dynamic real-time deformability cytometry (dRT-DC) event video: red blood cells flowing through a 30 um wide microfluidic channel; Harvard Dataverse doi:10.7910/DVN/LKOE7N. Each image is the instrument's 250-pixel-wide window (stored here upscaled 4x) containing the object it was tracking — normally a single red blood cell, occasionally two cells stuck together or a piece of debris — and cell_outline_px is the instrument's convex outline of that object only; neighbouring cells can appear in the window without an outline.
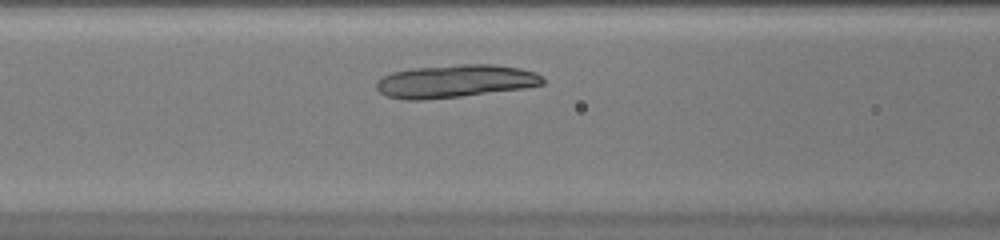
{"species": "common noctule bat (a hibernating species)", "species_latin": "Nyctalus noctula", "temperature_condition": "warm", "stored_images_in_passage": 26, "camera_frame_rate_fps": 3000, "um_per_image_px": 0.085, "animal": {"sex": "female", "body_mass_g": 20.0, "forearm_length_mm": 54.0}, "frame": {"image": 1, "passage_image": 7, "time_ms": 2.0, "image_size_px": [1000, 240], "cell_outline_px": [[544, 84], [524, 88], [460, 96], [424, 100], [404, 100], [388, 96], [380, 92], [376, 88], [376, 80], [392, 72], [412, 68], [460, 64], [492, 64], [520, 68], [536, 72], [544, 76]], "centroid_in_image_um": [38.7, 6.89], "position_along_channel_um": 127.9, "area_um2": 31.96}}
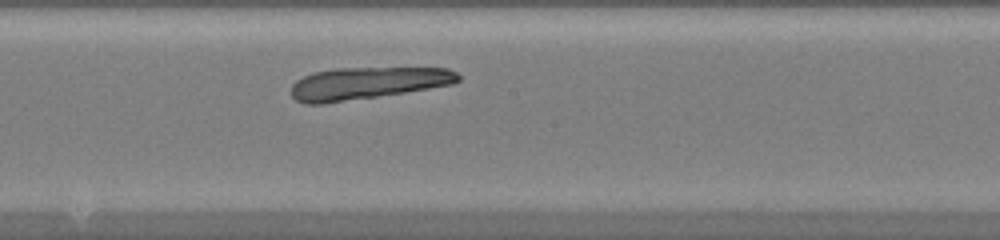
{"frame": {"image": 2, "passage_image": 13, "time_ms": 4.0, "image_size_px": [1000, 240], "cell_outline_px": [[460, 80], [452, 84], [404, 92], [320, 104], [304, 104], [296, 100], [292, 96], [292, 84], [296, 80], [304, 76], [316, 72], [332, 68], [448, 68], [456, 72], [460, 76]], "centroid_in_image_um": [31.2, 7.06], "position_along_channel_um": 217.0, "area_um2": 30.92}}
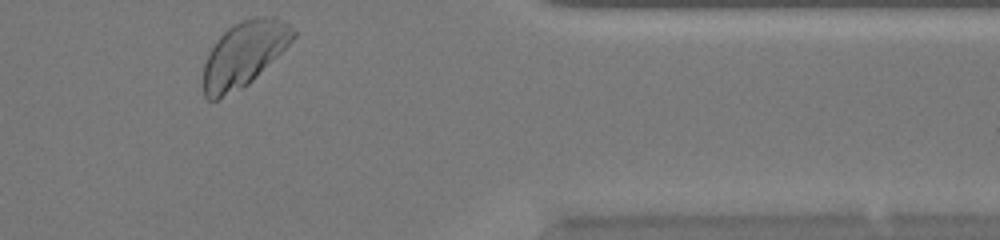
{"frame": {"image": 3, "passage_image": 26, "time_ms": 8.333, "image_size_px": [1000, 240], "cell_outline_px": [[296, 36], [248, 84], [216, 100], [208, 100], [204, 96], [204, 64], [216, 40], [232, 24], [256, 16], [276, 16], [284, 20], [296, 32]], "centroid_in_image_um": [20.74, 4.56], "position_along_channel_um": 390.7, "area_um2": 33.41}}